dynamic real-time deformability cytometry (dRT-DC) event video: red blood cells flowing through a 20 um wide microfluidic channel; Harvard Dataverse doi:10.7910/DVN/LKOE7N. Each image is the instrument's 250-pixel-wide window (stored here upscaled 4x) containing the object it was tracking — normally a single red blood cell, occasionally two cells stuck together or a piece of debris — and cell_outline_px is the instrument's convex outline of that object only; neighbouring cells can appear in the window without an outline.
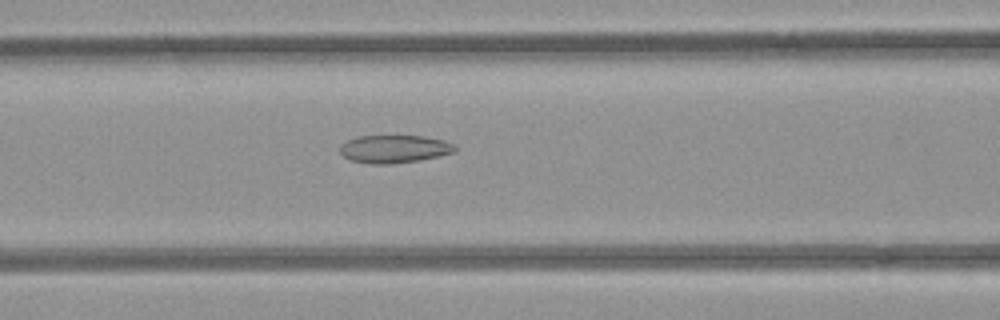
{"species": "common noctule bat (a hibernating species)", "species_latin": "Nyctalus noctula", "temperature_condition": "room temperature", "stored_images_in_passage": 41, "camera_frame_rate_fps": 3000, "um_per_image_px": 0.085, "animal": {"sex": "female", "body_mass_g": 21.9}, "frame": {"image": 1, "passage_image": 13, "time_ms": 4.0, "image_size_px": [1000, 320], "cell_outline_px": [[456, 152], [440, 156], [420, 160], [388, 164], [372, 164], [352, 160], [344, 156], [340, 152], [340, 144], [356, 136], [424, 136], [444, 140], [456, 144]], "centroid_in_image_um": [33.55, 12.65], "position_along_channel_um": 133.0, "area_um2": 18.79}}
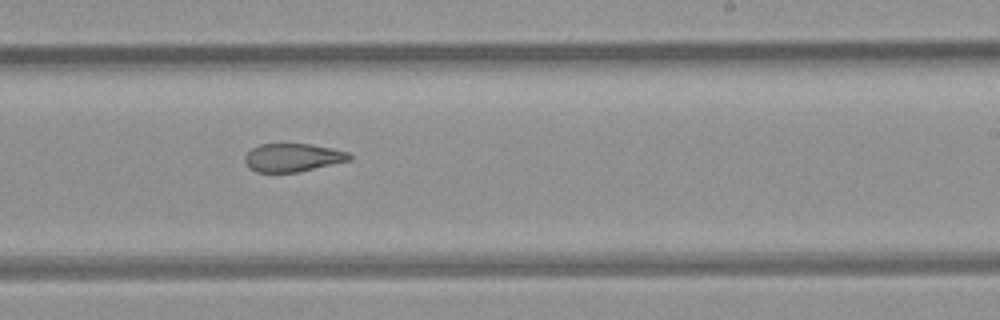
{"frame": {"image": 2, "passage_image": 23, "time_ms": 7.333, "image_size_px": [1000, 320], "cell_outline_px": [[352, 160], [296, 172], [256, 172], [248, 168], [244, 160], [244, 156], [252, 148], [260, 144], [308, 144], [332, 148], [348, 152], [352, 156]], "centroid_in_image_um": [24.87, 13.39], "position_along_channel_um": 264.1, "area_um2": 17.17}}
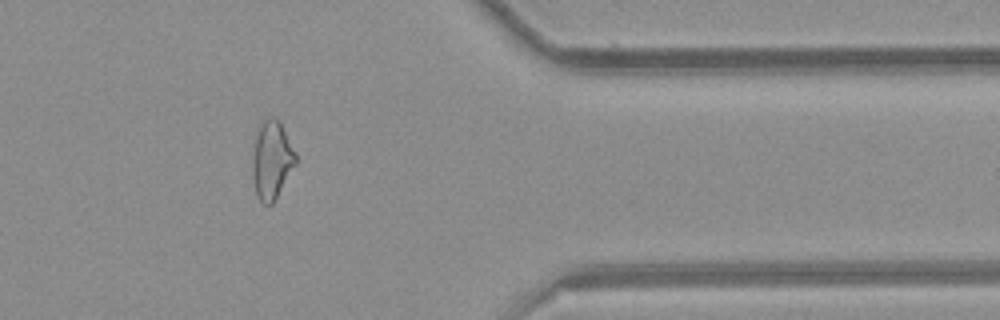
{"frame": {"image": 3, "passage_image": 34, "time_ms": 11.0, "image_size_px": [1000, 320], "cell_outline_px": [[296, 164], [272, 204], [264, 204], [256, 196], [252, 176], [252, 156], [256, 128], [268, 116], [276, 116], [280, 120], [296, 152]], "centroid_in_image_um": [23.08, 13.54], "position_along_channel_um": 388.3, "area_um2": 20.11}}